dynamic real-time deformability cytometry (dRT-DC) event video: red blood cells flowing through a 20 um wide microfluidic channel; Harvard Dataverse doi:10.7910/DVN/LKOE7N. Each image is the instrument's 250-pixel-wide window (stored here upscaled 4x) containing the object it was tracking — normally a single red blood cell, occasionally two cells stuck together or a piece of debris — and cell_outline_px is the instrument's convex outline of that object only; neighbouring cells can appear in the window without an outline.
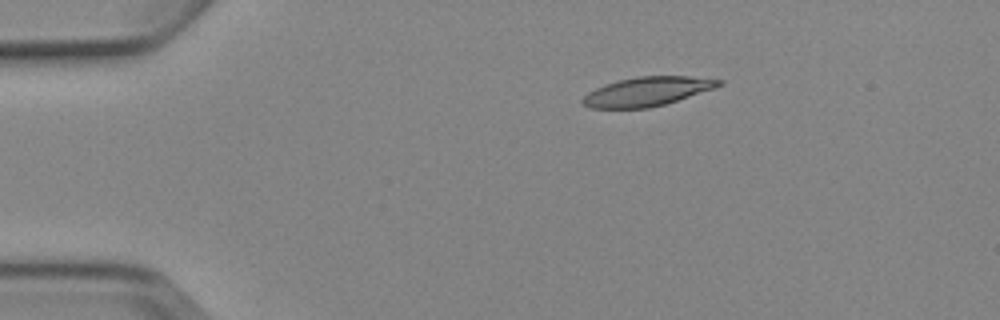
{"species": "Egyptian fruit bat (a non-hibernating species)", "species_latin": "Rousettus aegyptiacus", "temperature_condition": "cold", "stored_images_in_passage": 4, "camera_frame_rate_fps": 3000, "um_per_image_px": 0.085, "animal": {"sex": "female"}, "frame": {"image": 1, "passage_image": 3, "time_ms": 2.333, "image_size_px": [1000, 320], "cell_outline_px": [[724, 84], [716, 88], [664, 104], [648, 108], [588, 108], [580, 100], [588, 92], [604, 84], [636, 76], [688, 76], [724, 80]], "centroid_in_image_um": [55.02, 7.77], "position_along_channel_um": 30.0, "area_um2": 23.06}}